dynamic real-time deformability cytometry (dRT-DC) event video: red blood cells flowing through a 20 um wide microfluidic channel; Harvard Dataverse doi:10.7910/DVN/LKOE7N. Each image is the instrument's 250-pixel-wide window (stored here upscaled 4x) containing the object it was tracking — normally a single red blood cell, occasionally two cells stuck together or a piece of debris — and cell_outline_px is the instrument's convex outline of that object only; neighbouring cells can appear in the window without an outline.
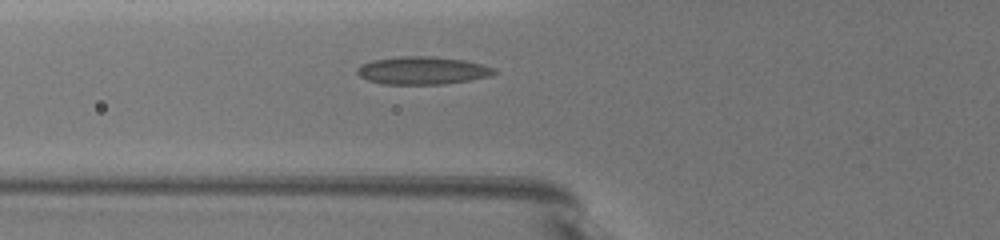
{"species": "common noctule bat (a hibernating species)", "species_latin": "Nyctalus noctula", "temperature_condition": "warm", "stored_images_in_passage": 4, "camera_frame_rate_fps": 3000, "um_per_image_px": 0.085, "animal": {"sex": "female", "body_mass_g": 19.5, "forearm_length_mm": 54.1}, "frame": {"image": 1, "passage_image": 3, "time_ms": 0.667, "image_size_px": [1000, 240], "cell_outline_px": [[496, 72], [488, 76], [468, 80], [444, 84], [380, 84], [368, 80], [360, 76], [356, 72], [356, 68], [372, 60], [404, 56], [428, 56], [464, 60], [496, 68]], "centroid_in_image_um": [35.88, 6.0], "position_along_channel_um": 89.9, "area_um2": 21.96}}